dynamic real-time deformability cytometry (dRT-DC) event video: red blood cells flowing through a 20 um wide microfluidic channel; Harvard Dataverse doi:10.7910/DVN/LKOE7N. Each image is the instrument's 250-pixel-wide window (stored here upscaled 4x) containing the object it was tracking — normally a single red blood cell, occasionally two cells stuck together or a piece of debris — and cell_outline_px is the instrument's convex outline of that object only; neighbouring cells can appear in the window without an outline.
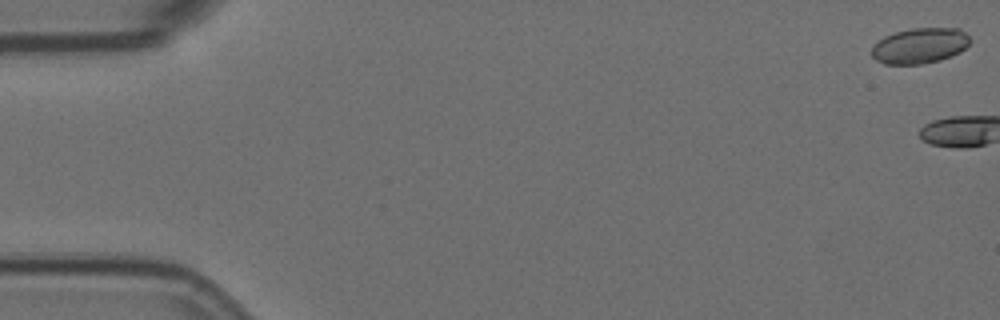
{"species": "Egyptian fruit bat (a non-hibernating species)", "species_latin": "Rousettus aegyptiacus", "temperature_condition": "room temperature", "stored_images_in_passage": 6, "camera_frame_rate_fps": 3000, "um_per_image_px": 0.085, "animal": {"sex": "female"}, "frame": {"image": 1, "passage_image": 1, "time_ms": 0.0, "image_size_px": [1000, 320], "cell_outline_px": [[972, 40], [960, 52], [952, 56], [940, 60], [920, 64], [884, 64], [876, 60], [872, 56], [872, 48], [884, 36], [896, 32], [912, 28], [960, 28]], "centroid_in_image_um": [78.2, 3.88], "position_along_channel_um": 6.8, "area_um2": 20.29}}